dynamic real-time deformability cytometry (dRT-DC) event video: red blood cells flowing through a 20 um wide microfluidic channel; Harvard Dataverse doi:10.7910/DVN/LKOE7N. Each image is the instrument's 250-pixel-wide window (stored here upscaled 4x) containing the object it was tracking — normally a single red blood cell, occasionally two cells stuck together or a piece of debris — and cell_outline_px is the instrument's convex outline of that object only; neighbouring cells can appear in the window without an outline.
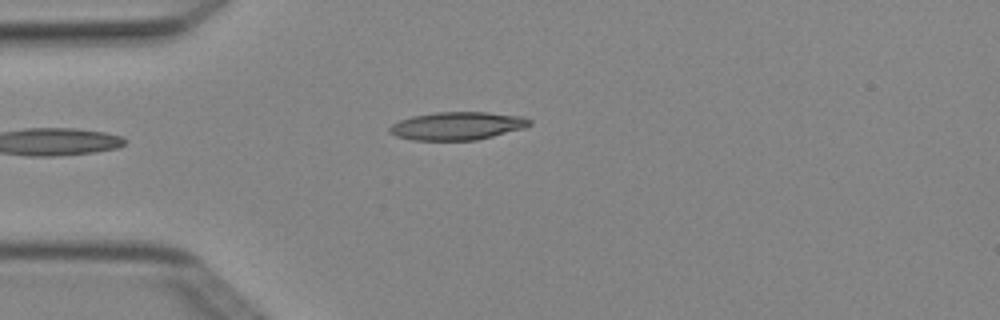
{"species": "Egyptian fruit bat (a non-hibernating species)", "species_latin": "Rousettus aegyptiacus", "temperature_condition": "cold", "stored_images_in_passage": 3, "camera_frame_rate_fps": 3000, "um_per_image_px": 0.085, "animal": {"sex": "female"}, "frame": {"image": 1, "passage_image": 3, "time_ms": 0.667, "image_size_px": [1000, 320], "cell_outline_px": [[532, 124], [524, 128], [476, 140], [412, 140], [396, 136], [388, 132], [388, 128], [392, 124], [400, 120], [412, 116], [436, 112], [488, 112], [524, 116], [532, 120]], "centroid_in_image_um": [38.88, 10.69], "position_along_channel_um": 46.1, "area_um2": 22.95}}